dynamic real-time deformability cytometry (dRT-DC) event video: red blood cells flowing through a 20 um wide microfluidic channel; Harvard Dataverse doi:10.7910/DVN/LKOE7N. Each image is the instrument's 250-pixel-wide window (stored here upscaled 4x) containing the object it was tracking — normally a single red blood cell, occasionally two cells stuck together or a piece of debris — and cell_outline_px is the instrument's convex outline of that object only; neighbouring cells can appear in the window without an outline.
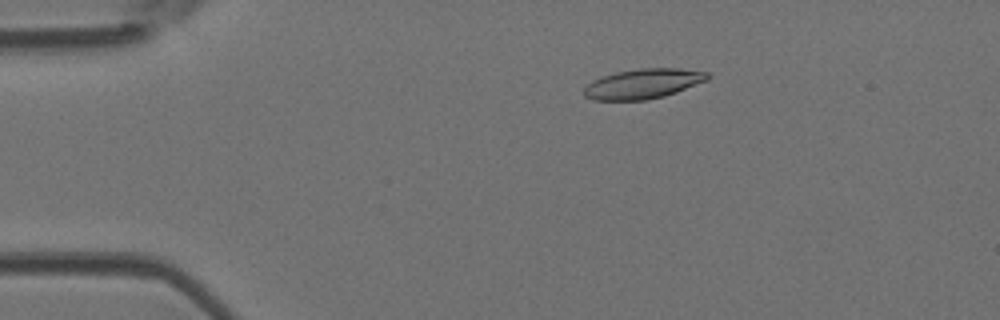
{"species": "Egyptian fruit bat (a non-hibernating species)", "species_latin": "Rousettus aegyptiacus", "temperature_condition": "room temperature", "stored_images_in_passage": 50, "camera_frame_rate_fps": 3000, "um_per_image_px": 0.085, "animal": {"sex": "female"}, "frame": {"image": 1, "passage_image": 10, "time_ms": 3.0, "image_size_px": [1000, 320], "cell_outline_px": [[712, 76], [708, 80], [676, 92], [664, 96], [648, 100], [592, 100], [584, 96], [584, 88], [592, 80], [616, 72], [640, 68], [680, 68], [708, 72]], "centroid_in_image_um": [54.69, 7.12], "position_along_channel_um": 30.3, "area_um2": 21.62}}
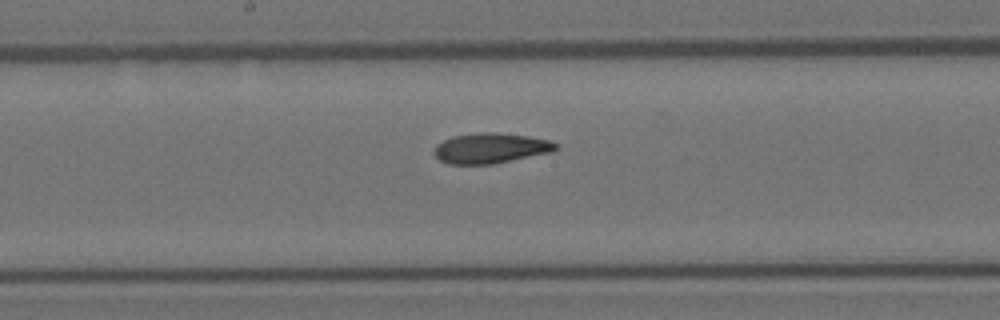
{"frame": {"image": 2, "passage_image": 27, "time_ms": 8.667, "image_size_px": [1000, 320], "cell_outline_px": [[560, 148], [552, 152], [492, 164], [448, 164], [440, 160], [432, 152], [436, 144], [452, 136], [480, 132], [496, 132], [528, 136], [548, 140], [556, 144]], "centroid_in_image_um": [41.68, 12.59], "position_along_channel_um": 206.5, "area_um2": 21.5}}
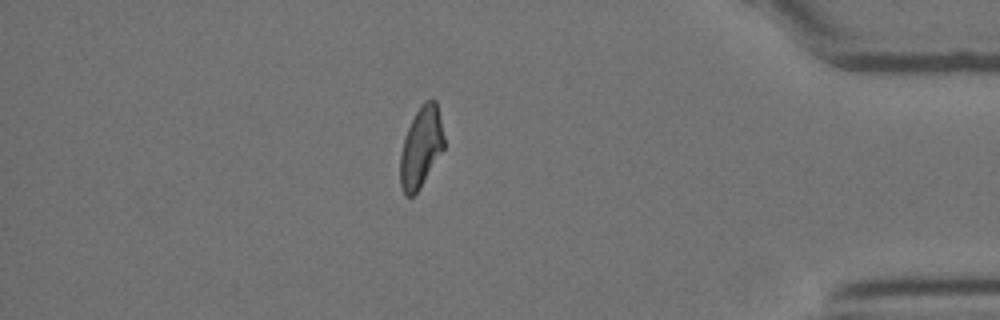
{"frame": {"image": 3, "passage_image": 44, "time_ms": 14.333, "image_size_px": [1000, 320], "cell_outline_px": [[444, 148], [420, 188], [412, 196], [404, 196], [400, 184], [400, 156], [404, 136], [420, 104], [424, 100], [436, 100], [444, 136]], "centroid_in_image_um": [35.77, 12.51], "position_along_channel_um": 399.4, "area_um2": 20.52}}